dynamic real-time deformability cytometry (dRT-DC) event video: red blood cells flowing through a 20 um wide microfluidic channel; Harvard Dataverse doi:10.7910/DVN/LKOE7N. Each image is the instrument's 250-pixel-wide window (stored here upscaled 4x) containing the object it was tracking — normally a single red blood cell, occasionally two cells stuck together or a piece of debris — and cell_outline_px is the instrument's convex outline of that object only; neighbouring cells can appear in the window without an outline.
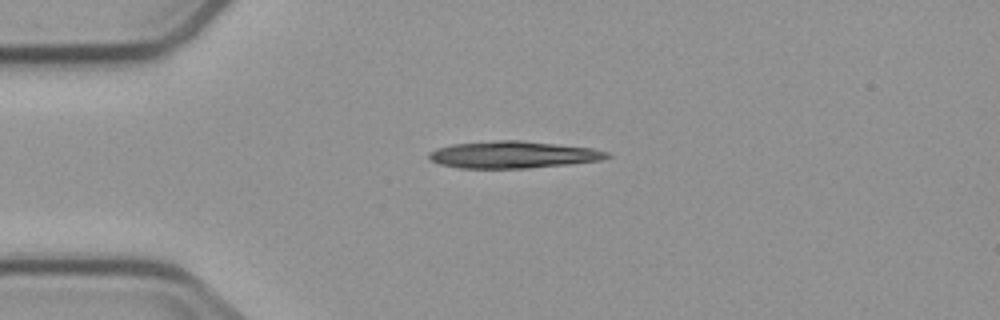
{"species": "common noctule bat (a hibernating species)", "species_latin": "Nyctalus noctula", "temperature_condition": "cold", "stored_images_in_passage": 3, "camera_frame_rate_fps": 3000, "um_per_image_px": 0.085, "animal": {"sex": "male", "body_mass_g": 23.1, "forearm_length_mm": 52.7}, "frame": {"image": 1, "passage_image": 1, "time_ms": 0.0, "image_size_px": [1000, 320], "cell_outline_px": [[612, 156], [600, 160], [568, 164], [528, 168], [460, 168], [440, 164], [428, 160], [428, 152], [436, 148], [452, 144], [496, 140], [524, 140], [592, 148], [608, 152]], "centroid_in_image_um": [43.57, 13.14], "position_along_channel_um": 41.4, "area_um2": 28.15}}